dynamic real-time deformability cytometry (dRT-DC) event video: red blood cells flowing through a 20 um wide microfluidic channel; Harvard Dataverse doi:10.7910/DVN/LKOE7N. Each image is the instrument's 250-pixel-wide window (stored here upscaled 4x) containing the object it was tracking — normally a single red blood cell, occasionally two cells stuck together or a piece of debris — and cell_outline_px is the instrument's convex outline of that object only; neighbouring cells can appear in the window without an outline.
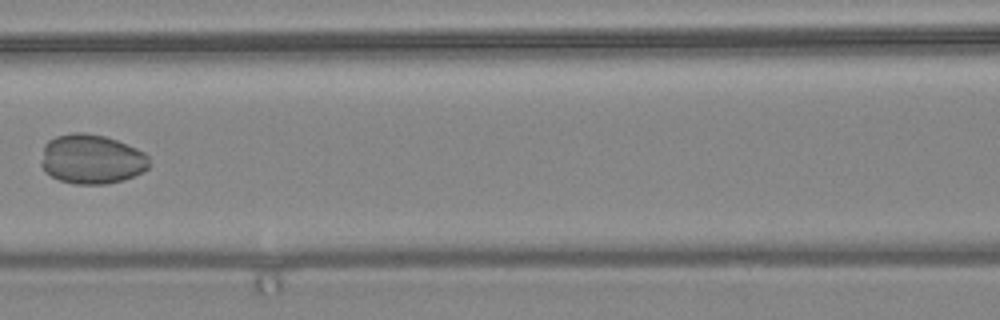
{"species": "common noctule bat (a hibernating species)", "species_latin": "Nyctalus noctula", "temperature_condition": "warm", "stored_images_in_passage": 9, "camera_frame_rate_fps": 3000, "um_per_image_px": 0.085, "animal": {"sex": "female", "body_mass_g": 24.6, "forearm_length_mm": 56.2}, "frame": {"image": 1, "passage_image": 7, "time_ms": 2.0, "image_size_px": [1000, 320], "cell_outline_px": [[148, 168], [124, 180], [104, 184], [76, 184], [60, 180], [44, 172], [40, 164], [44, 144], [48, 140], [56, 136], [72, 132], [84, 132], [104, 136], [116, 140], [136, 148], [144, 152], [148, 156]], "centroid_in_image_um": [7.74, 13.52], "position_along_channel_um": 158.9, "area_um2": 31.21}}
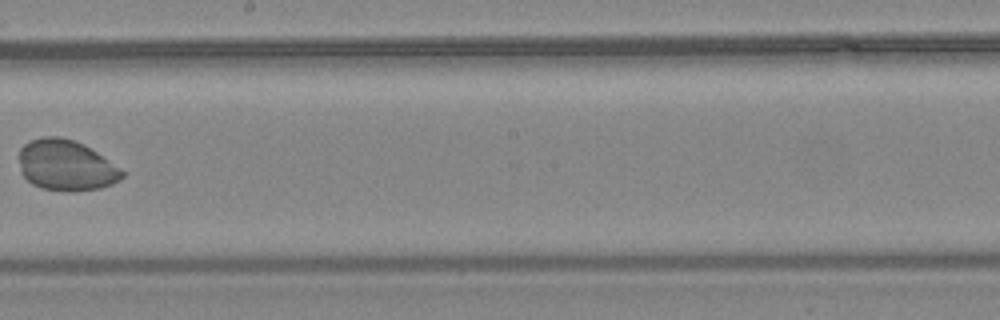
{"frame": {"image": 2, "passage_image": 9, "time_ms": 2.667, "image_size_px": [1000, 320], "cell_outline_px": [[124, 176], [120, 180], [112, 184], [100, 188], [72, 192], [64, 192], [40, 188], [32, 184], [20, 172], [20, 148], [24, 144], [32, 140], [44, 136], [60, 136], [84, 144], [120, 168], [124, 172]], "centroid_in_image_um": [5.61, 14.07], "position_along_channel_um": 242.6, "area_um2": 30.58}}